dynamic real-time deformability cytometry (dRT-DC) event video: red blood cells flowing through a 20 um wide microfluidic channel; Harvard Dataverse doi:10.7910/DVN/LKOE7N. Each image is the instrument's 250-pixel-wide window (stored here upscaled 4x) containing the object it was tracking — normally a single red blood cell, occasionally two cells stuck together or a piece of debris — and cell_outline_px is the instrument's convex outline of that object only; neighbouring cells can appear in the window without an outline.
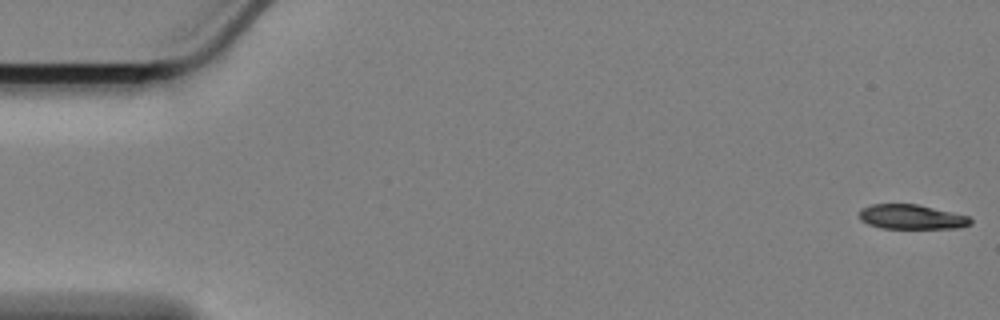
{"species": "Egyptian fruit bat (a non-hibernating species)", "species_latin": "Rousettus aegyptiacus", "temperature_condition": "cold", "stored_images_in_passage": 54, "camera_frame_rate_fps": 3000, "um_per_image_px": 0.085, "animal": {"sex": "female"}, "frame": {"image": 1, "passage_image": 1, "time_ms": 0.0, "image_size_px": [1000, 320], "cell_outline_px": [[972, 224], [956, 228], [880, 228], [868, 224], [860, 220], [860, 208], [872, 204], [916, 204], [968, 216], [972, 220]], "centroid_in_image_um": [77.45, 18.44], "position_along_channel_um": 7.6, "area_um2": 15.84}}
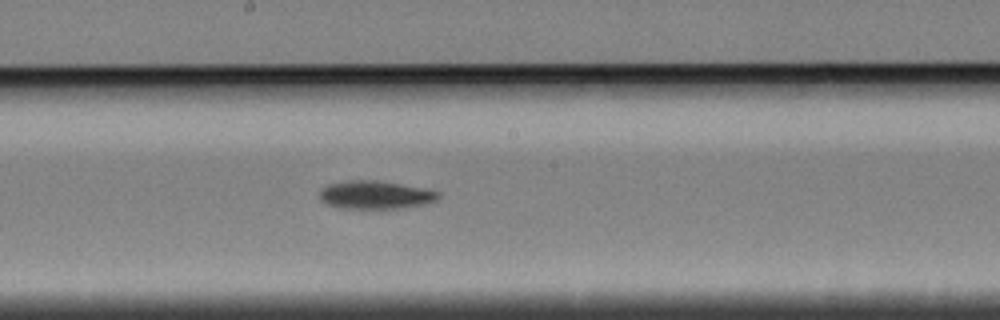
{"frame": {"image": 2, "passage_image": 31, "time_ms": 10.0, "image_size_px": [1000, 320], "cell_outline_px": [[440, 196], [436, 200], [424, 204], [400, 208], [344, 208], [328, 204], [320, 200], [320, 192], [328, 184], [348, 180], [376, 180], [400, 184], [440, 192]], "centroid_in_image_um": [31.9, 16.56], "position_along_channel_um": 216.3, "area_um2": 19.13}}
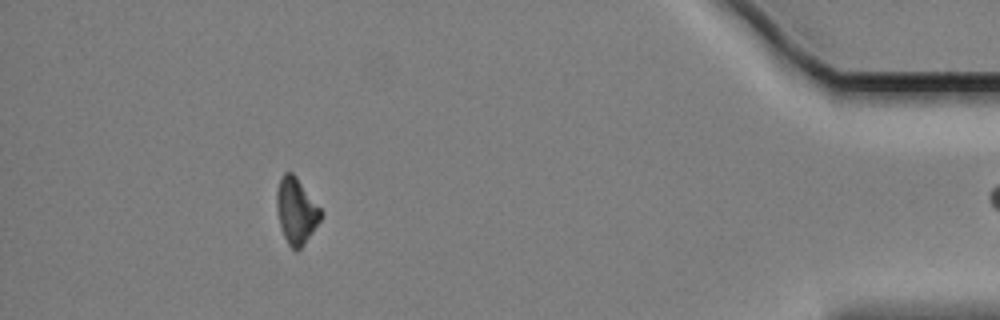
{"frame": {"image": 3, "passage_image": 53, "time_ms": 17.333, "image_size_px": [1000, 320], "cell_outline_px": [[324, 212], [320, 220], [304, 244], [296, 252], [288, 244], [284, 236], [280, 224], [276, 208], [276, 192], [280, 180], [284, 172], [292, 172], [296, 176]], "centroid_in_image_um": [25.18, 17.91], "position_along_channel_um": 410.0, "area_um2": 16.88}}